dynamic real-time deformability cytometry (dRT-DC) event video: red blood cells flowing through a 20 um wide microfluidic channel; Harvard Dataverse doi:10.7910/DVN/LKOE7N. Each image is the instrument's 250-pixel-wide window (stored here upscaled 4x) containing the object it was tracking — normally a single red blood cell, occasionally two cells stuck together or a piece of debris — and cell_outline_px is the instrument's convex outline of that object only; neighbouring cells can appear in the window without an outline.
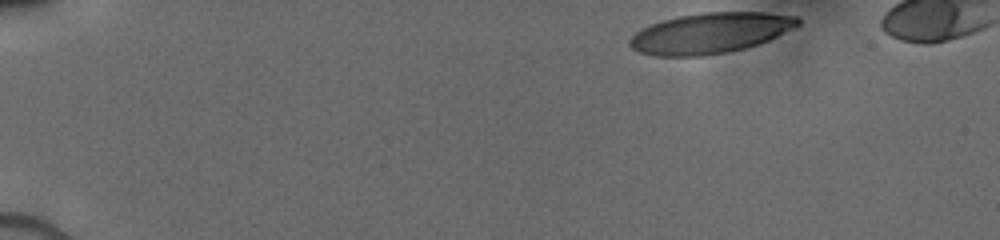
{"species": "human", "species_latin": "Homo sapiens", "temperature_condition": "cold", "stored_images_in_passage": 11, "camera_frame_rate_fps": 3000, "um_per_image_px": 0.085, "donor": {"sex": "male"}, "frame": {"image": 1, "passage_image": 1, "time_ms": 0.0, "image_size_px": [1000, 240], "cell_outline_px": [[800, 24], [768, 40], [744, 48], [724, 52], [700, 56], [656, 56], [640, 52], [632, 48], [628, 44], [628, 40], [636, 32], [652, 24], [664, 20], [680, 16], [704, 12], [764, 12], [800, 16]], "centroid_in_image_um": [60.37, 2.8], "position_along_channel_um": 24.6, "area_um2": 39.3}}
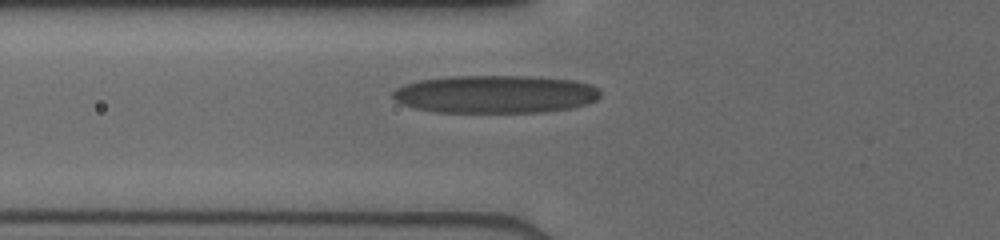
{"frame": {"image": 2, "passage_image": 10, "time_ms": 4.333, "image_size_px": [1000, 240], "cell_outline_px": [[600, 96], [596, 100], [588, 104], [572, 108], [544, 112], [436, 112], [416, 108], [404, 104], [396, 100], [392, 96], [392, 92], [396, 88], [404, 84], [420, 80], [448, 76], [532, 76], [576, 80], [592, 84], [600, 92]], "centroid_in_image_um": [42.14, 8.0], "position_along_channel_um": 83.7, "area_um2": 46.12}}